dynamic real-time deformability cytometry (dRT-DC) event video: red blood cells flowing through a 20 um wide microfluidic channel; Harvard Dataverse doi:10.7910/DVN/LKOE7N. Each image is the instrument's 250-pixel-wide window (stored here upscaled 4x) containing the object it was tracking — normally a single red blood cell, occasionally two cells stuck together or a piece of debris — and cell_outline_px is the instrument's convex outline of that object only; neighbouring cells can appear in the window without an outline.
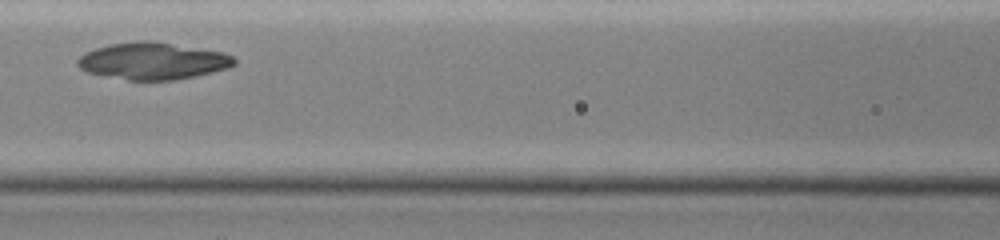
{"species": "common noctule bat (a hibernating species)", "species_latin": "Nyctalus noctula", "temperature_condition": "cold", "stored_images_in_passage": 16, "camera_frame_rate_fps": 3000, "um_per_image_px": 0.085, "animal": {"sex": "female", "body_mass_g": 19.0, "forearm_length_mm": 51.5}, "frame": {"image": 1, "passage_image": 5, "time_ms": 2.0, "image_size_px": [1000, 240], "cell_outline_px": [[236, 64], [228, 68], [196, 76], [176, 80], [128, 80], [84, 72], [76, 64], [76, 60], [80, 56], [96, 48], [108, 44], [136, 40], [152, 40], [224, 52], [232, 56], [236, 60]], "centroid_in_image_um": [12.99, 5.18], "position_along_channel_um": 153.6, "area_um2": 34.04}}